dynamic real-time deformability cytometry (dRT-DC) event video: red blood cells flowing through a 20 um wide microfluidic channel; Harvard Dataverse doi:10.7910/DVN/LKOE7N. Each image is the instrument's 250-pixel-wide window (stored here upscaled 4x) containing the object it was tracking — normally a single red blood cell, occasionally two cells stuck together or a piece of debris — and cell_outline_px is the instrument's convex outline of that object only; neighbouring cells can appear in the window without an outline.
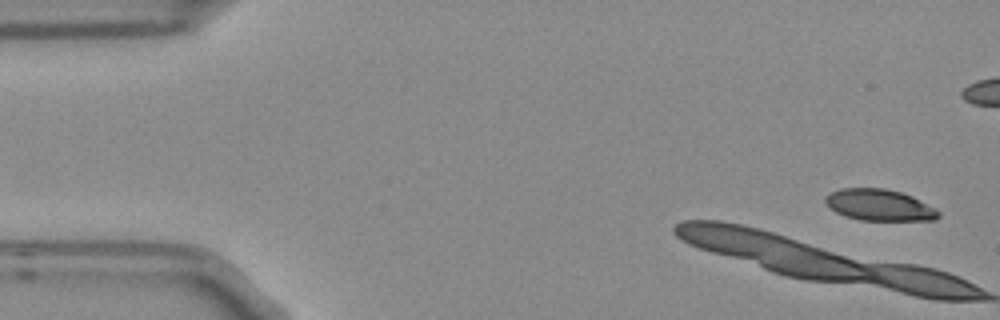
{"species": "Egyptian fruit bat (a non-hibernating species)", "species_latin": "Rousettus aegyptiacus", "temperature_condition": "room temperature", "stored_images_in_passage": 5, "camera_frame_rate_fps": 3000, "um_per_image_px": 0.085, "frame": {"image": 1, "passage_image": 1, "time_ms": 0.0, "image_size_px": [1000, 320], "cell_outline_px": [[940, 216], [936, 220], [860, 220], [844, 216], [836, 212], [824, 200], [824, 196], [840, 188], [884, 188], [900, 192], [912, 196], [936, 208], [940, 212]], "centroid_in_image_um": [74.76, 17.43], "position_along_channel_um": 10.2, "area_um2": 20.69}}